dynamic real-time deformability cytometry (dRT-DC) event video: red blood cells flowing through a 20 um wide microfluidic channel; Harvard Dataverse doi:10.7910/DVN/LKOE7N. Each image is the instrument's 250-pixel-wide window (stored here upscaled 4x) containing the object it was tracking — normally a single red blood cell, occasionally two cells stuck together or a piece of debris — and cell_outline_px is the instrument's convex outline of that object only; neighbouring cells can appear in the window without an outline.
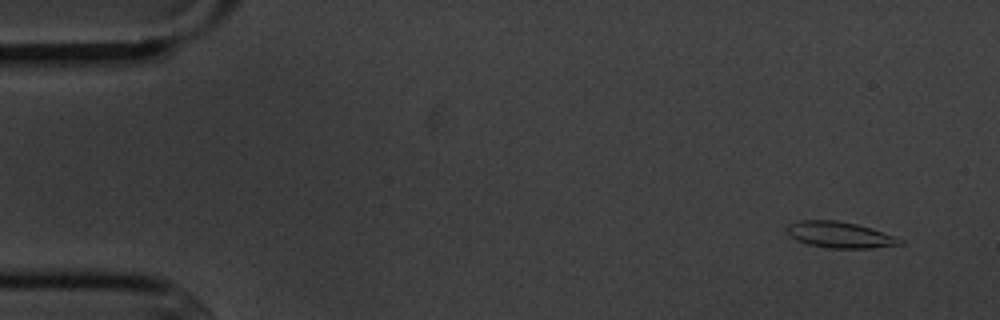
{"species": "common noctule bat (a hibernating species)", "species_latin": "Nyctalus noctula", "temperature_condition": "cold", "stored_images_in_passage": 7, "camera_frame_rate_fps": 3000, "um_per_image_px": 0.085, "animal": {"sex": "male", "body_mass_g": 20.1, "forearm_length_mm": 53.5}, "frame": {"image": 1, "passage_image": 1, "time_ms": 0.0, "image_size_px": [1000, 320], "cell_outline_px": [[904, 244], [872, 248], [828, 248], [808, 244], [796, 240], [788, 232], [788, 224], [800, 220], [836, 220], [856, 224], [904, 240]], "centroid_in_image_um": [71.37, 19.96], "position_along_channel_um": 13.6, "area_um2": 16.88}}
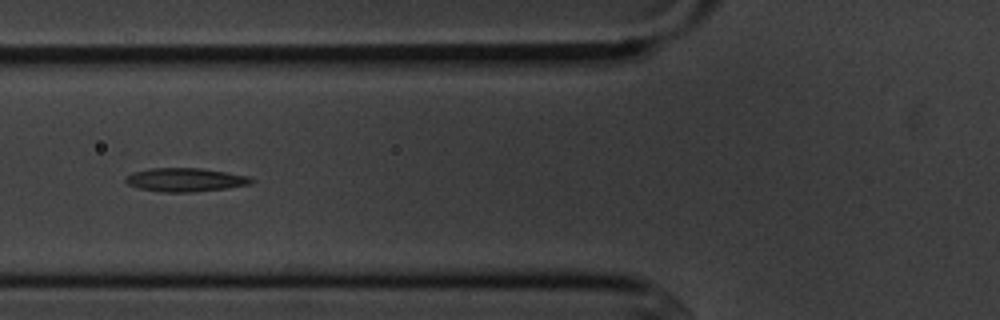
{"frame": {"image": 2, "passage_image": 6, "time_ms": 5.667, "image_size_px": [1000, 320], "cell_outline_px": [[252, 180], [248, 184], [228, 188], [188, 192], [164, 192], [140, 188], [128, 184], [124, 180], [132, 172], [152, 168], [200, 168], [248, 176]], "centroid_in_image_um": [15.71, 15.28], "position_along_channel_um": 110.1, "area_um2": 16.88}}
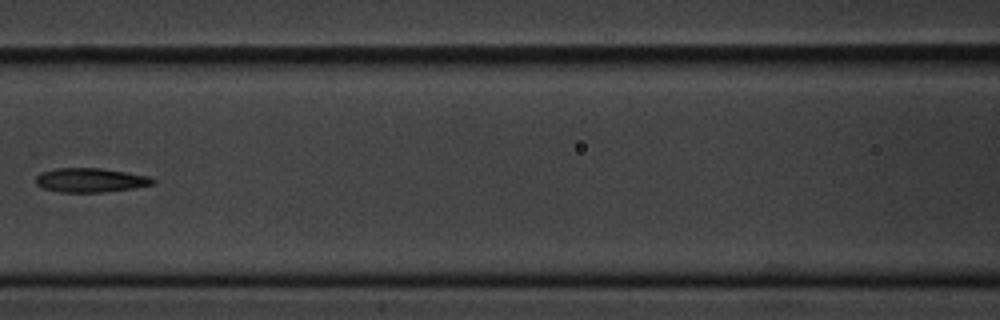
{"frame": {"image": 3, "passage_image": 7, "time_ms": 7.0, "image_size_px": [1000, 320], "cell_outline_px": [[156, 184], [132, 188], [104, 192], [60, 192], [44, 188], [36, 184], [36, 176], [40, 172], [56, 168], [100, 168], [128, 172], [152, 176], [156, 180]], "centroid_in_image_um": [7.74, 15.3], "position_along_channel_um": 158.9, "area_um2": 16.65}}